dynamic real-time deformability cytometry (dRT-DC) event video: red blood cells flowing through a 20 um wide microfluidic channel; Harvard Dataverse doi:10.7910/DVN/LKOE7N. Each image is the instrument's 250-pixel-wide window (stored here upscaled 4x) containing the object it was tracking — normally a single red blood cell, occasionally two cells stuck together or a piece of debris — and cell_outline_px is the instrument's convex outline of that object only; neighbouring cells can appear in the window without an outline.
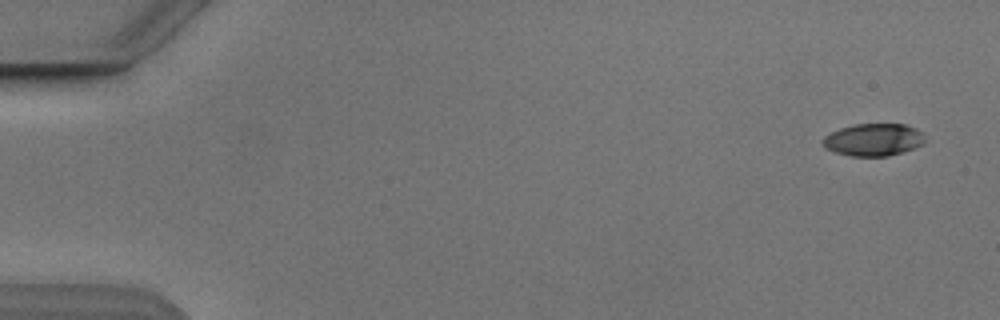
{"species": "Egyptian fruit bat (a non-hibernating species)", "species_latin": "Rousettus aegyptiacus", "temperature_condition": "cold", "stored_images_in_passage": 5, "camera_frame_rate_fps": 3000, "um_per_image_px": 0.085, "animal": {"sex": "male"}, "frame": {"image": 1, "passage_image": 1, "time_ms": 0.0, "image_size_px": [1000, 320], "cell_outline_px": [[928, 140], [924, 144], [888, 156], [852, 156], [836, 152], [824, 148], [820, 144], [820, 140], [824, 136], [840, 128], [856, 124], [904, 124], [916, 128], [924, 132]], "centroid_in_image_um": [74.26, 11.87], "position_along_channel_um": 10.7, "area_um2": 19.54}}
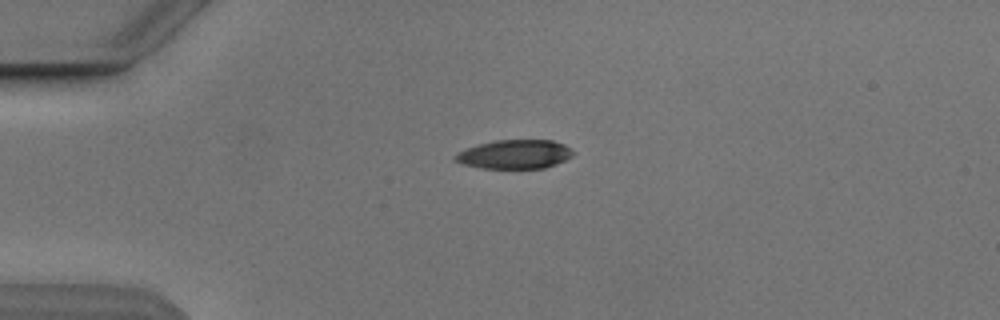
{"frame": {"image": 2, "passage_image": 4, "time_ms": 3.667, "image_size_px": [1000, 320], "cell_outline_px": [[572, 156], [556, 164], [544, 168], [480, 168], [464, 164], [452, 160], [452, 156], [456, 152], [464, 148], [496, 140], [552, 140], [564, 144], [572, 152]], "centroid_in_image_um": [43.67, 13.11], "position_along_channel_um": 41.3, "area_um2": 19.88}}